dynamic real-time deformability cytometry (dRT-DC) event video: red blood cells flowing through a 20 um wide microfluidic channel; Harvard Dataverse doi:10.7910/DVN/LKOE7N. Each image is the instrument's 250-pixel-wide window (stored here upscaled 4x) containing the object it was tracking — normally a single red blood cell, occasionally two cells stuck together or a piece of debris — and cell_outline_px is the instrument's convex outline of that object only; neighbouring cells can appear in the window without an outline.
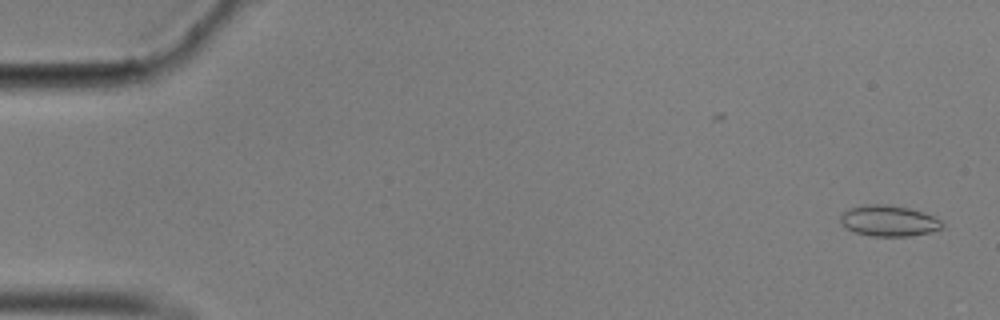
{"species": "common noctule bat (a hibernating species)", "species_latin": "Nyctalus noctula", "temperature_condition": "cold", "stored_images_in_passage": 57, "camera_frame_rate_fps": 3000, "um_per_image_px": 0.085, "animal": {"sex": "male", "body_mass_g": 17.9}, "frame": {"image": 1, "passage_image": 2, "time_ms": 0.333, "image_size_px": [1000, 320], "cell_outline_px": [[944, 228], [928, 232], [908, 236], [872, 236], [856, 232], [844, 228], [840, 224], [840, 216], [848, 208], [864, 204], [884, 204], [908, 208], [932, 216], [940, 220], [944, 224]], "centroid_in_image_um": [75.49, 18.77], "position_along_channel_um": 9.5, "area_um2": 18.26}}
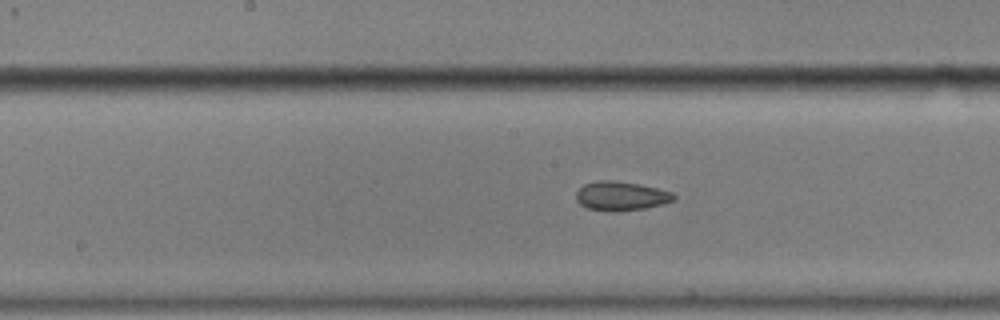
{"frame": {"image": 2, "passage_image": 29, "time_ms": 9.333, "image_size_px": [1000, 320], "cell_outline_px": [[676, 200], [644, 208], [616, 212], [608, 212], [588, 208], [580, 204], [576, 200], [576, 192], [584, 184], [596, 180], [612, 180], [640, 184], [672, 192], [676, 196]], "centroid_in_image_um": [52.76, 16.66], "position_along_channel_um": 195.4, "area_um2": 16.65}}
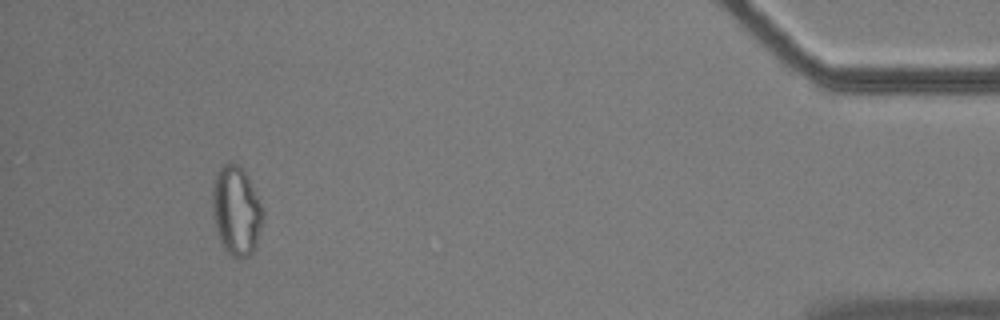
{"frame": {"image": 3, "passage_image": 53, "time_ms": 17.333, "image_size_px": [1000, 320], "cell_outline_px": [[264, 220], [256, 244], [252, 252], [244, 260], [232, 256], [224, 248], [216, 232], [212, 216], [212, 184], [216, 172], [224, 164], [232, 160], [240, 164], [248, 176], [264, 212]], "centroid_in_image_um": [20.07, 17.89], "position_along_channel_um": 415.1, "area_um2": 26.82}, "authors_computed_cell_mechanics": {"area_um2": 17.5134, "velocity_mm_per_s": 3.5354, "shape_relaxation_time_tau1_ms": null, "shape_relaxation_time_tau2_ms": 8.6068, "deformation_change_tau1": null, "deformation_change_tau2": 0.13}}